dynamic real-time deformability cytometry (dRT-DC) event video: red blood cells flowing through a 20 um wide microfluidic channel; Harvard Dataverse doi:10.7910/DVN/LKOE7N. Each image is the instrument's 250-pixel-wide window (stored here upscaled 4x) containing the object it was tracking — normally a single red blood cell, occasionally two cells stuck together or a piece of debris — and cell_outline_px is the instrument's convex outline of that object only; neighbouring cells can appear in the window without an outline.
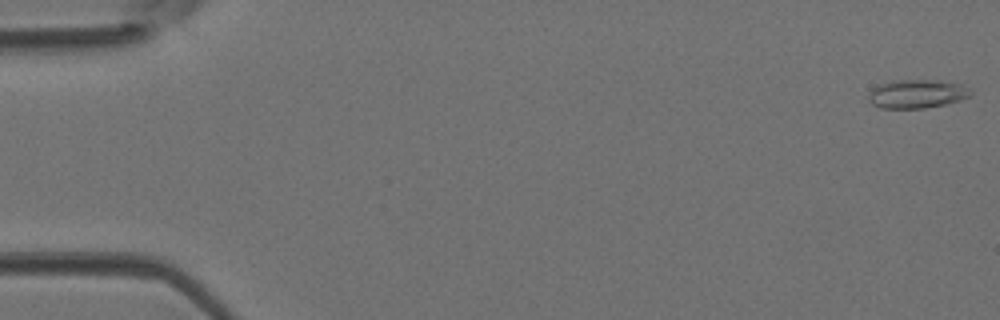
{"species": "Egyptian fruit bat (a non-hibernating species)", "species_latin": "Rousettus aegyptiacus", "temperature_condition": "room temperature", "stored_images_in_passage": 44, "camera_frame_rate_fps": 3000, "um_per_image_px": 0.085, "animal": {"sex": "female"}, "frame": {"image": 1, "passage_image": 1, "time_ms": 0.0, "image_size_px": [1000, 320], "cell_outline_px": [[972, 96], [960, 100], [944, 104], [924, 108], [880, 108], [872, 104], [868, 100], [868, 96], [872, 88], [876, 84], [892, 80], [940, 80], [960, 84], [972, 88]], "centroid_in_image_um": [77.94, 7.96], "position_along_channel_um": 7.1, "area_um2": 17.34}}
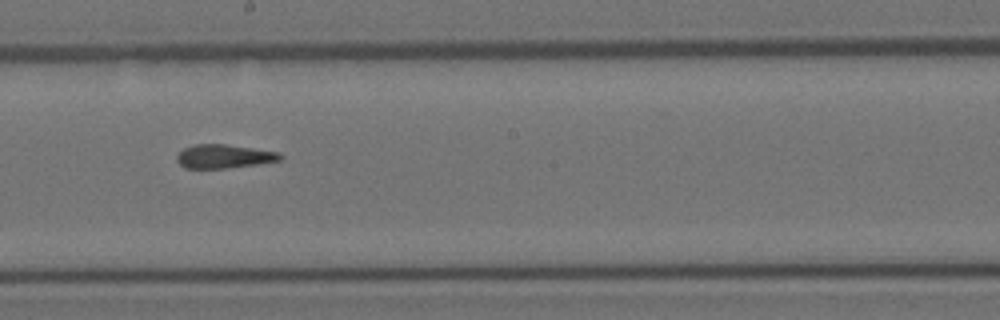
{"frame": {"image": 2, "passage_image": 25, "time_ms": 8.0, "image_size_px": [1000, 320], "cell_outline_px": [[284, 156], [280, 160], [256, 164], [224, 168], [184, 168], [176, 160], [176, 156], [184, 148], [196, 144], [224, 144], [280, 152]], "centroid_in_image_um": [19.03, 13.28], "position_along_channel_um": 229.2, "area_um2": 14.16}}
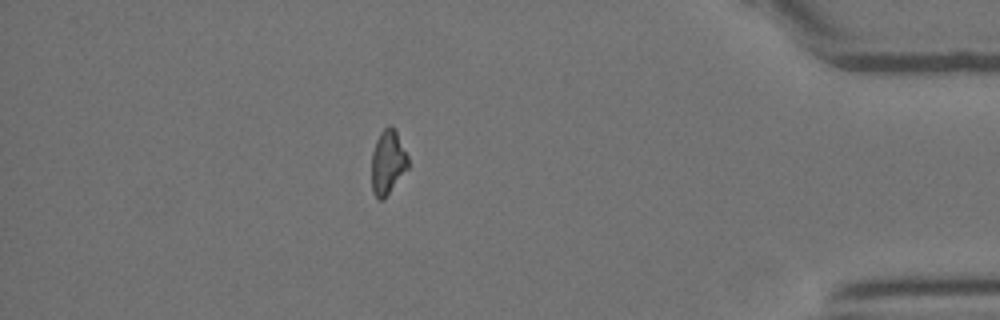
{"frame": {"image": 3, "passage_image": 39, "time_ms": 12.667, "image_size_px": [1000, 320], "cell_outline_px": [[408, 168], [384, 200], [380, 200], [372, 192], [372, 152], [376, 140], [380, 132], [388, 124], [392, 124], [408, 156]], "centroid_in_image_um": [32.96, 13.79], "position_along_channel_um": 402.2, "area_um2": 13.7}}